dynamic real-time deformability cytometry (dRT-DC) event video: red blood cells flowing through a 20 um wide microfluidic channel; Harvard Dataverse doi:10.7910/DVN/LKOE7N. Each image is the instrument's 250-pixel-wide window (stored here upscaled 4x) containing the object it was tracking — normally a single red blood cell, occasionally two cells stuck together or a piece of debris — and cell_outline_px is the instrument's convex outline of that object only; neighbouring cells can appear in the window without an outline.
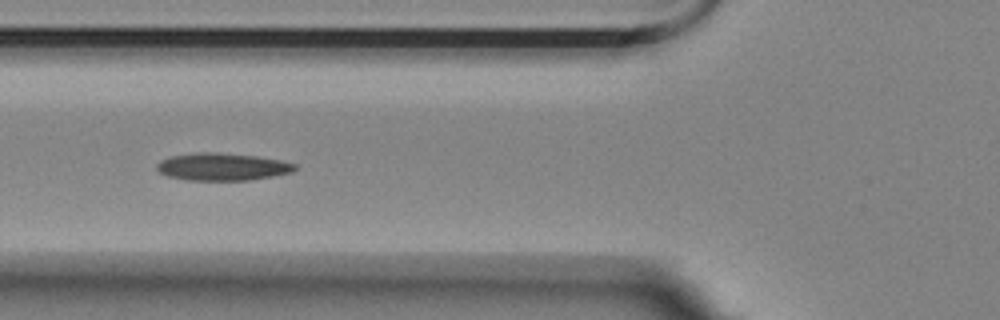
{"species": "Egyptian fruit bat (a non-hibernating species)", "species_latin": "Rousettus aegyptiacus", "temperature_condition": "room temperature", "stored_images_in_passage": 13, "camera_frame_rate_fps": 3000, "um_per_image_px": 0.085, "animal": {"sex": "female"}, "frame": {"image": 1, "passage_image": 3, "time_ms": 0.667, "image_size_px": [1000, 320], "cell_outline_px": [[296, 168], [292, 172], [252, 180], [188, 180], [168, 176], [160, 172], [156, 168], [156, 164], [160, 160], [172, 156], [200, 152], [216, 152], [256, 156], [280, 160], [296, 164]], "centroid_in_image_um": [18.89, 14.17], "position_along_channel_um": 106.9, "area_um2": 21.96}}
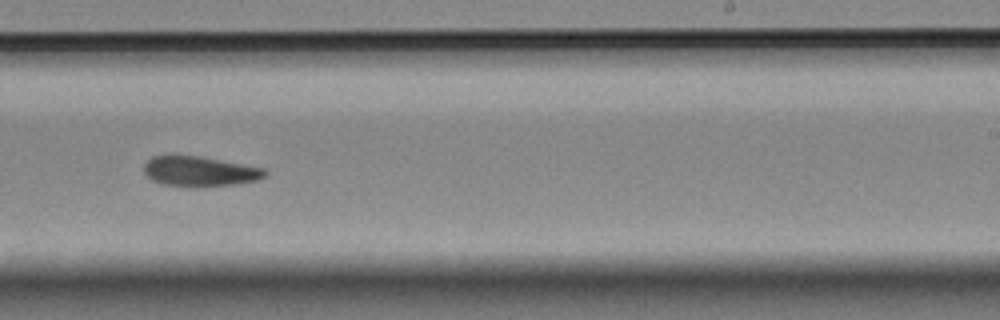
{"frame": {"image": 2, "passage_image": 7, "time_ms": 2.0, "image_size_px": [1000, 320], "cell_outline_px": [[268, 176], [256, 180], [236, 184], [164, 184], [152, 180], [144, 172], [144, 164], [152, 156], [200, 156], [264, 168], [268, 172]], "centroid_in_image_um": [17.01, 14.52], "position_along_channel_um": 272.0, "area_um2": 20.23}}
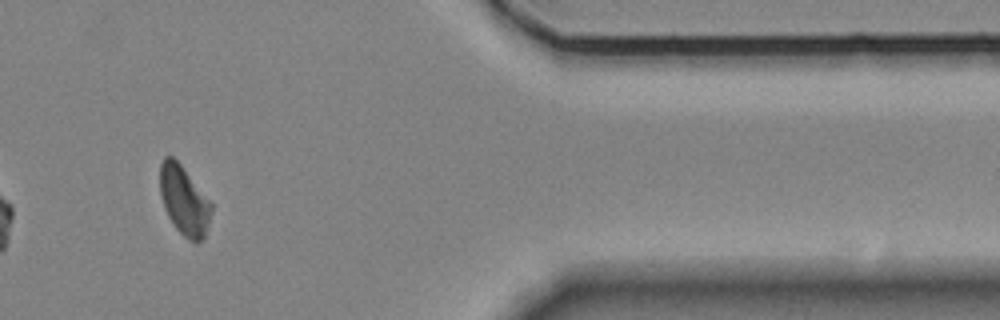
{"frame": {"image": 3, "passage_image": 10, "time_ms": 3.0, "image_size_px": [1000, 320], "cell_outline_px": [[212, 208], [208, 224], [204, 236], [196, 244], [188, 240], [176, 228], [168, 216], [164, 208], [160, 196], [160, 164], [164, 156], [172, 156], [180, 164], [212, 204]], "centroid_in_image_um": [15.62, 17.05], "position_along_channel_um": 395.8, "area_um2": 20.4}}